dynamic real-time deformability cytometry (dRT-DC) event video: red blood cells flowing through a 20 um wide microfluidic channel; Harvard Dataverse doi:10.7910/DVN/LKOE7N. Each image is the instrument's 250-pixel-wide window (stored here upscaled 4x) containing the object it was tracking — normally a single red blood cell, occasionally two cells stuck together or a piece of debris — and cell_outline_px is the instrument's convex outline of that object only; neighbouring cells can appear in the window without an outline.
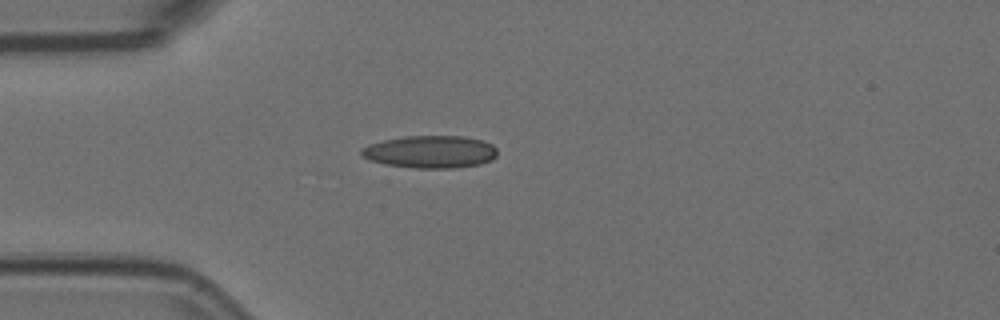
{"species": "Egyptian fruit bat (a non-hibernating species)", "species_latin": "Rousettus aegyptiacus", "temperature_condition": "room temperature", "stored_images_in_passage": 4, "camera_frame_rate_fps": 3000, "um_per_image_px": 0.085, "animal": {"sex": "female"}, "frame": {"image": 1, "passage_image": 1, "time_ms": 0.0, "image_size_px": [1000, 320], "cell_outline_px": [[496, 156], [492, 160], [480, 164], [452, 168], [412, 168], [384, 164], [368, 160], [360, 156], [360, 148], [368, 144], [384, 140], [404, 136], [464, 136], [484, 140], [492, 144], [496, 148]], "centroid_in_image_um": [36.55, 12.9], "position_along_channel_um": 48.5, "area_um2": 26.07}}
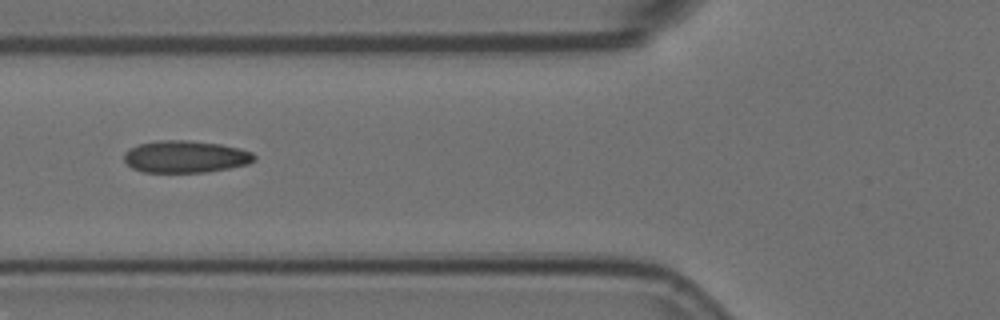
{"frame": {"image": 2, "passage_image": 3, "time_ms": 0.667, "image_size_px": [1000, 320], "cell_outline_px": [[256, 160], [248, 164], [228, 168], [204, 172], [144, 172], [132, 168], [124, 160], [124, 152], [140, 144], [156, 140], [188, 140], [220, 144], [240, 148], [252, 152], [256, 156]], "centroid_in_image_um": [15.78, 13.31], "position_along_channel_um": 110.0, "area_um2": 24.33}}
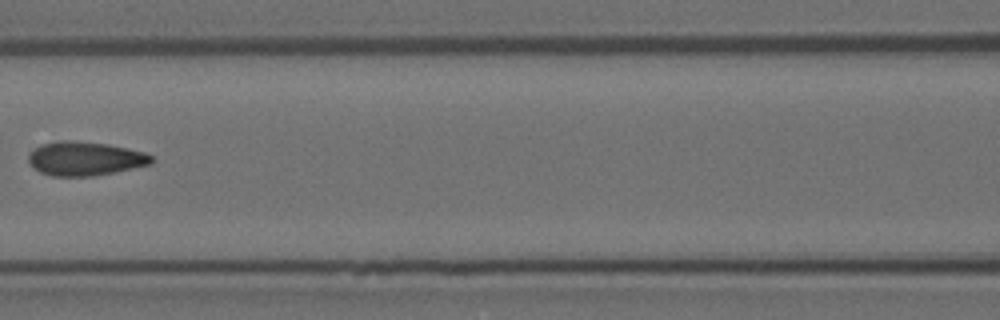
{"frame": {"image": 3, "passage_image": 4, "time_ms": 1.0, "image_size_px": [1000, 320], "cell_outline_px": [[152, 164], [116, 172], [92, 176], [52, 176], [40, 172], [28, 160], [28, 156], [40, 144], [56, 140], [72, 140], [108, 144], [144, 152], [152, 156]], "centroid_in_image_um": [7.24, 13.47], "position_along_channel_um": 159.4, "area_um2": 24.28}}